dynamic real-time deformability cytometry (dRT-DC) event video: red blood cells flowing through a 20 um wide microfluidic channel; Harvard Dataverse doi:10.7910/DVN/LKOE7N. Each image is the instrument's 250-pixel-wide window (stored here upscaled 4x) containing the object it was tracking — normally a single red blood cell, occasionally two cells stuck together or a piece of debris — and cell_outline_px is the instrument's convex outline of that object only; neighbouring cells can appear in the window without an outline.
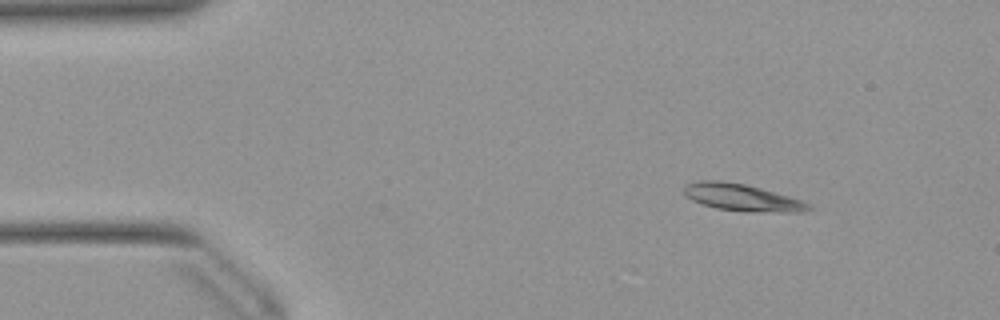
{"species": "Egyptian fruit bat (a non-hibernating species)", "species_latin": "Rousettus aegyptiacus", "temperature_condition": "warm", "stored_images_in_passage": 19, "camera_frame_rate_fps": 3000, "um_per_image_px": 0.085, "animal": {"sex": "female"}, "frame": {"image": 1, "passage_image": 1, "time_ms": 0.0, "image_size_px": [1000, 320], "cell_outline_px": [[812, 208], [804, 212], [744, 212], [716, 208], [692, 200], [684, 196], [684, 184], [700, 180], [720, 180], [744, 184], [760, 188], [788, 196], [812, 204]], "centroid_in_image_um": [63.06, 16.79], "position_along_channel_um": 21.9, "area_um2": 19.71}}
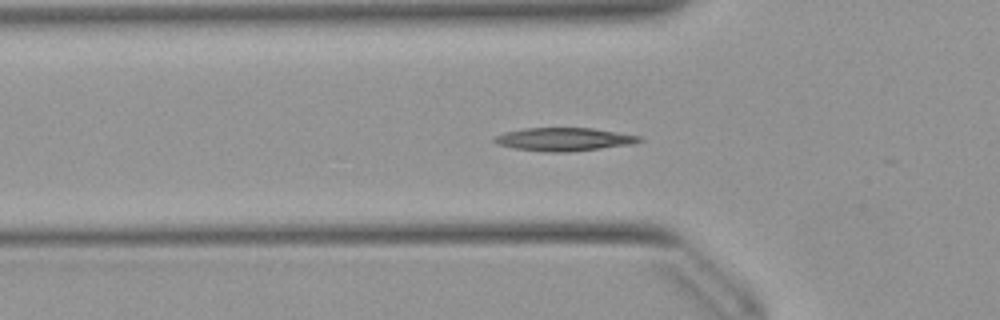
{"frame": {"image": 2, "passage_image": 11, "time_ms": 3.333, "image_size_px": [1000, 320], "cell_outline_px": [[644, 140], [632, 144], [568, 152], [544, 152], [516, 148], [496, 144], [492, 140], [492, 136], [504, 132], [524, 128], [592, 128], [640, 136]], "centroid_in_image_um": [47.88, 11.84], "position_along_channel_um": 77.9, "area_um2": 19.59}}
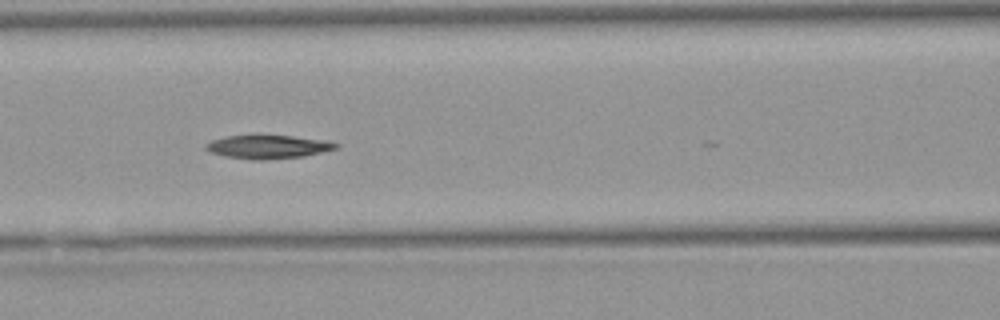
{"frame": {"image": 3, "passage_image": 16, "time_ms": 5.0, "image_size_px": [1000, 320], "cell_outline_px": [[340, 148], [304, 156], [264, 160], [252, 160], [224, 156], [208, 152], [204, 148], [204, 144], [212, 140], [228, 136], [292, 136], [328, 140], [340, 144]], "centroid_in_image_um": [22.8, 12.49], "position_along_channel_um": 143.8, "area_um2": 17.92}}